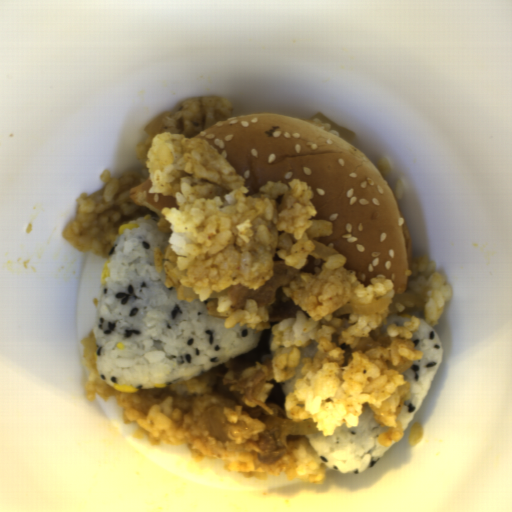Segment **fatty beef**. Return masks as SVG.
Wrapping results in <instances>:
<instances>
[{
    "instance_id": "4",
    "label": "fatty beef",
    "mask_w": 512,
    "mask_h": 512,
    "mask_svg": "<svg viewBox=\"0 0 512 512\" xmlns=\"http://www.w3.org/2000/svg\"><path fill=\"white\" fill-rule=\"evenodd\" d=\"M231 113L232 106L227 99L219 96H198L183 101L174 113V118L180 136L188 138L226 120Z\"/></svg>"
},
{
    "instance_id": "3",
    "label": "fatty beef",
    "mask_w": 512,
    "mask_h": 512,
    "mask_svg": "<svg viewBox=\"0 0 512 512\" xmlns=\"http://www.w3.org/2000/svg\"><path fill=\"white\" fill-rule=\"evenodd\" d=\"M273 264V275L258 290L246 288L240 283L227 288L232 311L243 309L246 300H255L258 307H265L268 322L272 323L294 319L296 311H301L302 308L283 291L284 286L298 277L299 270L287 266L285 261L275 260Z\"/></svg>"
},
{
    "instance_id": "2",
    "label": "fatty beef",
    "mask_w": 512,
    "mask_h": 512,
    "mask_svg": "<svg viewBox=\"0 0 512 512\" xmlns=\"http://www.w3.org/2000/svg\"><path fill=\"white\" fill-rule=\"evenodd\" d=\"M246 455L253 457V468L271 475H282L285 480L296 481L298 465L295 453L305 448L308 455L316 451L304 434H285L267 426L249 436L245 443Z\"/></svg>"
},
{
    "instance_id": "1",
    "label": "fatty beef",
    "mask_w": 512,
    "mask_h": 512,
    "mask_svg": "<svg viewBox=\"0 0 512 512\" xmlns=\"http://www.w3.org/2000/svg\"><path fill=\"white\" fill-rule=\"evenodd\" d=\"M272 328L260 331L255 346L239 356L199 373L219 405L238 404L246 417L260 419L264 415L286 417L287 397L283 383H277L273 367Z\"/></svg>"
},
{
    "instance_id": "5",
    "label": "fatty beef",
    "mask_w": 512,
    "mask_h": 512,
    "mask_svg": "<svg viewBox=\"0 0 512 512\" xmlns=\"http://www.w3.org/2000/svg\"><path fill=\"white\" fill-rule=\"evenodd\" d=\"M425 305L423 298L411 293H398L391 298L390 313L399 317L415 315Z\"/></svg>"
}]
</instances>
